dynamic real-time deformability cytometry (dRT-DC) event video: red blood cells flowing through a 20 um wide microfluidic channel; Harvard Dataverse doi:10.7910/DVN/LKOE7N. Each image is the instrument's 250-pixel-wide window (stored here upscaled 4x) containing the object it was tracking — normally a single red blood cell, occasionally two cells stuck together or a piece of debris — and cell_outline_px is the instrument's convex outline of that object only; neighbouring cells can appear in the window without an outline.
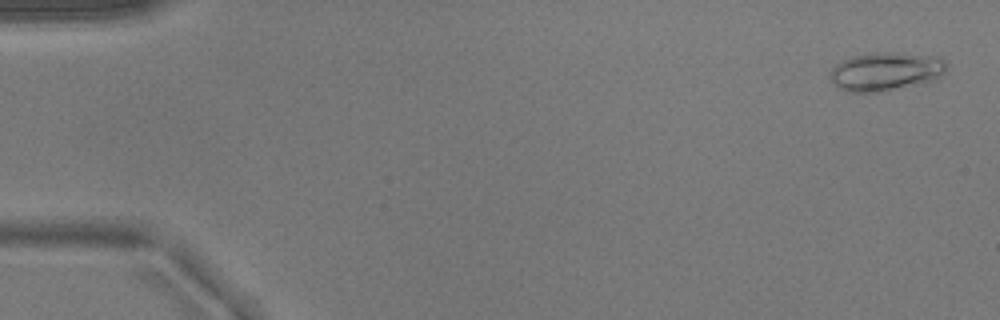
{"species": "common noctule bat (a hibernating species)", "species_latin": "Nyctalus noctula", "temperature_condition": "warm", "stored_images_in_passage": 51, "camera_frame_rate_fps": 3000, "um_per_image_px": 0.085, "animal": {"sex": "male", "body_mass_g": 17.9}, "frame": {"image": 1, "passage_image": 2, "time_ms": 0.333, "image_size_px": [1000, 320], "cell_outline_px": [[948, 68], [940, 76], [928, 80], [876, 92], [848, 92], [832, 84], [828, 76], [828, 72], [836, 64], [852, 56], [872, 52], [892, 52], [940, 56], [948, 64]], "centroid_in_image_um": [75.23, 6.04], "position_along_channel_um": 9.8, "area_um2": 25.95}}
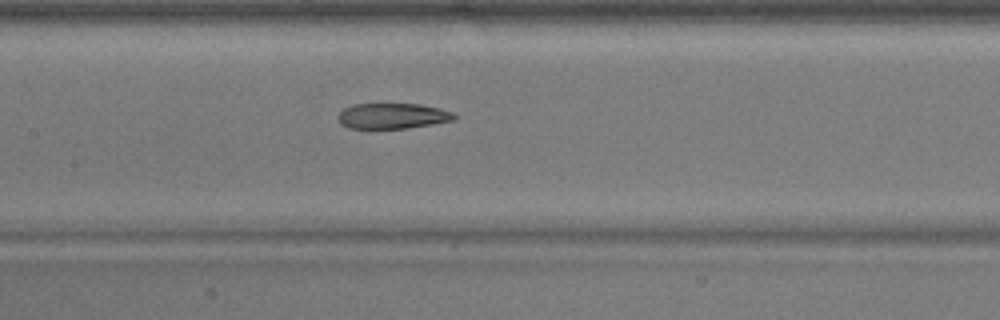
{"frame": {"image": 2, "passage_image": 25, "time_ms": 8.0, "image_size_px": [1000, 320], "cell_outline_px": [[456, 116], [452, 120], [432, 124], [408, 128], [348, 128], [340, 124], [340, 112], [344, 108], [352, 104], [420, 104], [440, 108], [452, 112]], "centroid_in_image_um": [33.36, 9.85], "position_along_channel_um": 174.0, "area_um2": 17.11}}
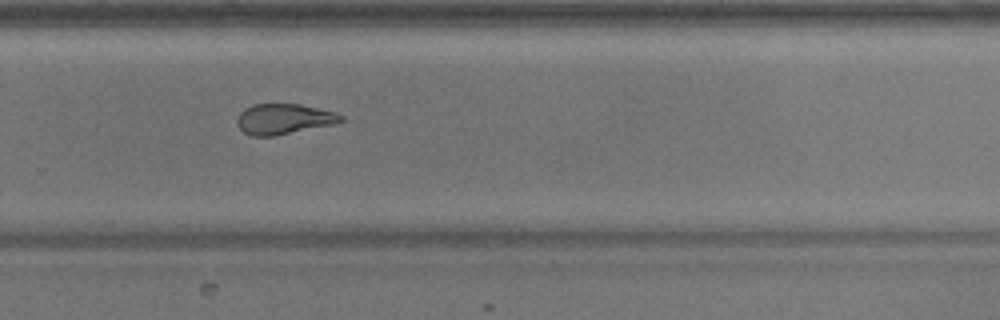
{"frame": {"image": 3, "passage_image": 35, "time_ms": 11.333, "image_size_px": [1000, 320], "cell_outline_px": [[344, 120], [332, 124], [272, 136], [252, 136], [244, 132], [236, 124], [236, 120], [240, 112], [244, 108], [252, 104], [300, 104], [332, 112], [344, 116]], "centroid_in_image_um": [24.06, 10.11], "position_along_channel_um": 305.7, "area_um2": 18.15}}